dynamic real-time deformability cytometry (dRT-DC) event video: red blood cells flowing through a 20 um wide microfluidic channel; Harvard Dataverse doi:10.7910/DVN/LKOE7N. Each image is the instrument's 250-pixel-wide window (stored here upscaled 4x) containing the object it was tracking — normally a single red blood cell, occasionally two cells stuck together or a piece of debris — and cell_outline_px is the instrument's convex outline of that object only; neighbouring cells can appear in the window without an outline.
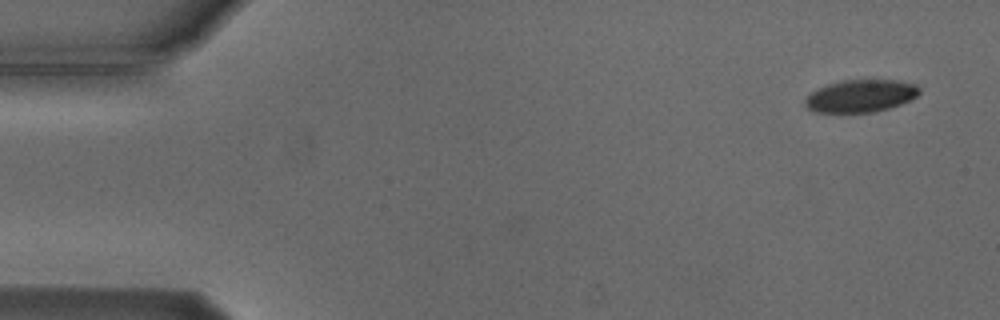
{"species": "Egyptian fruit bat (a non-hibernating species)", "species_latin": "Rousettus aegyptiacus", "temperature_condition": "cold", "stored_images_in_passage": 4, "camera_frame_rate_fps": 3000, "um_per_image_px": 0.085, "animal": {"sex": "male"}, "frame": {"image": 1, "passage_image": 1, "time_ms": 0.0, "image_size_px": [1000, 320], "cell_outline_px": [[920, 92], [916, 96], [900, 104], [888, 108], [872, 112], [812, 112], [804, 104], [804, 100], [816, 88], [840, 80], [896, 80], [916, 84], [920, 88]], "centroid_in_image_um": [73.13, 8.14], "position_along_channel_um": 11.9, "area_um2": 21.56}}